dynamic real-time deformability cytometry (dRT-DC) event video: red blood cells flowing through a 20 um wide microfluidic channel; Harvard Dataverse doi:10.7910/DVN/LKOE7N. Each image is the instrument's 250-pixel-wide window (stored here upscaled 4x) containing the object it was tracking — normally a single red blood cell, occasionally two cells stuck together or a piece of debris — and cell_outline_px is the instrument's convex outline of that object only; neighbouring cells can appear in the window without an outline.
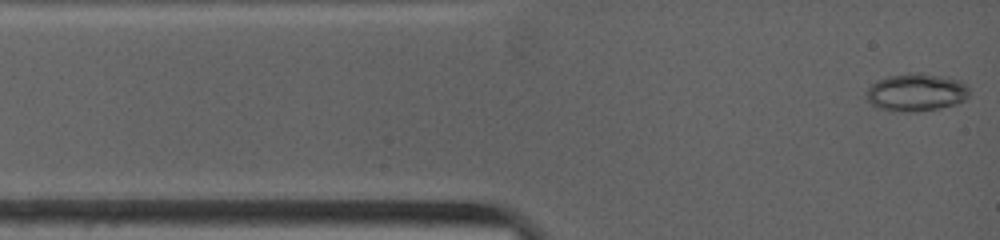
{"species": "common noctule bat (a hibernating species)", "species_latin": "Nyctalus noctula", "temperature_condition": "warm", "stored_images_in_passage": 54, "camera_frame_rate_fps": 4500, "um_per_image_px": 0.085, "animal": {"sex": "female", "body_mass_g": 19.0, "forearm_length_mm": 53.3}, "frame": {"image": 1, "passage_image": 1, "time_ms": 0.0, "image_size_px": [1000, 240], "cell_outline_px": [[968, 96], [964, 100], [952, 104], [936, 108], [916, 112], [904, 112], [880, 108], [872, 104], [868, 100], [864, 92], [876, 80], [888, 76], [912, 72], [920, 72], [948, 76], [960, 80], [968, 88]], "centroid_in_image_um": [77.85, 7.82], "position_along_channel_um": 7.1, "area_um2": 22.66}}
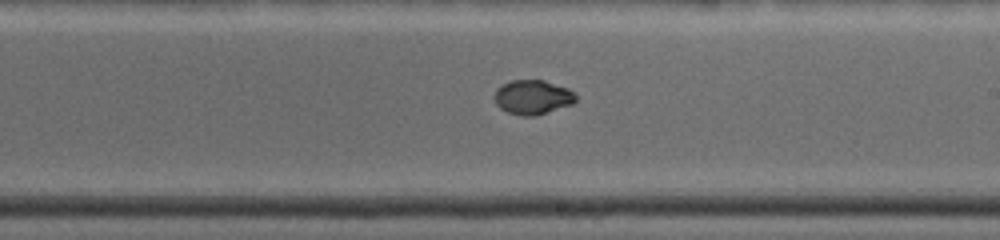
{"frame": {"image": 2, "passage_image": 22, "time_ms": 7.111, "image_size_px": [1000, 240], "cell_outline_px": [[576, 100], [572, 104], [536, 116], [520, 116], [508, 112], [500, 108], [496, 104], [492, 96], [496, 88], [500, 84], [512, 80], [544, 80], [568, 88], [576, 92]], "centroid_in_image_um": [45.25, 8.25], "position_along_channel_um": 243.8, "area_um2": 16.65}}
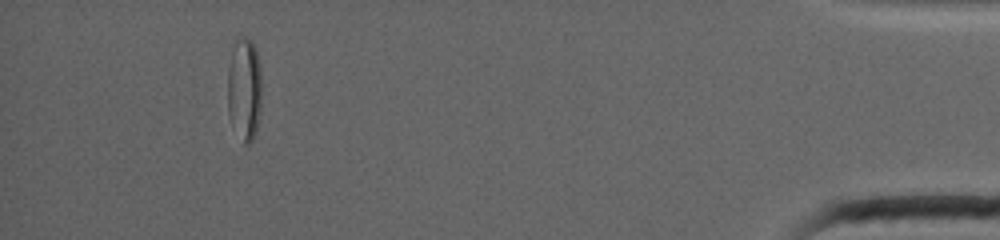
{"frame": {"image": 3, "passage_image": 48, "time_ms": 13.778, "image_size_px": [1000, 240], "cell_outline_px": [[260, 112], [256, 132], [252, 140], [248, 144], [244, 144], [232, 128], [228, 116], [228, 68], [232, 52], [236, 40], [244, 36], [252, 40], [256, 48], [260, 64]], "centroid_in_image_um": [20.76, 7.61], "position_along_channel_um": 414.4, "area_um2": 20.69}}